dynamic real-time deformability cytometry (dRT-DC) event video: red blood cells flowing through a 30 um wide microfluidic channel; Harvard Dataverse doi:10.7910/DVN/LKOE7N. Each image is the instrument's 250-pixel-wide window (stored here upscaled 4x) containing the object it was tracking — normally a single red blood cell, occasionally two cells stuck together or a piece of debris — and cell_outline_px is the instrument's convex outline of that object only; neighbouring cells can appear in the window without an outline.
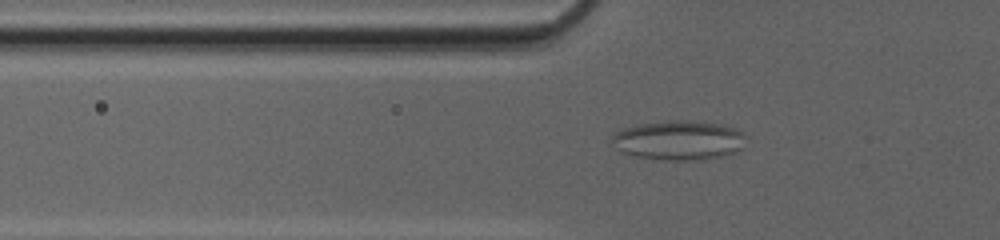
{"species": "common noctule bat (a hibernating species)", "species_latin": "Nyctalus noctula", "temperature_condition": "cold", "stored_images_in_passage": 51, "camera_frame_rate_fps": 3000, "um_per_image_px": 0.085, "animal": {"sex": "female", "body_mass_g": 20.0, "forearm_length_mm": 54.0}, "frame": {"image": 1, "passage_image": 19, "time_ms": 6.0, "image_size_px": [1000, 240], "cell_outline_px": [[748, 136], [740, 148], [732, 152], [720, 156], [704, 160], [664, 160], [636, 156], [620, 152], [616, 148], [612, 140], [612, 136], [616, 132], [624, 128], [636, 124], [664, 120], [688, 120], [716, 124], [732, 128], [744, 132]], "centroid_in_image_um": [57.66, 11.92], "position_along_channel_um": 68.1, "area_um2": 30.81}}
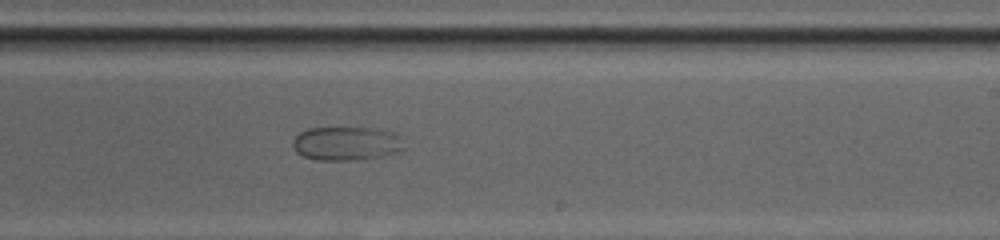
{"frame": {"image": 2, "passage_image": 33, "time_ms": 10.667, "image_size_px": [1000, 240], "cell_outline_px": [[408, 148], [400, 152], [384, 156], [356, 160], [316, 160], [304, 156], [296, 152], [292, 144], [292, 140], [300, 132], [308, 128], [380, 128], [400, 132]], "centroid_in_image_um": [29.58, 12.19], "position_along_channel_um": 259.4, "area_um2": 22.72}}
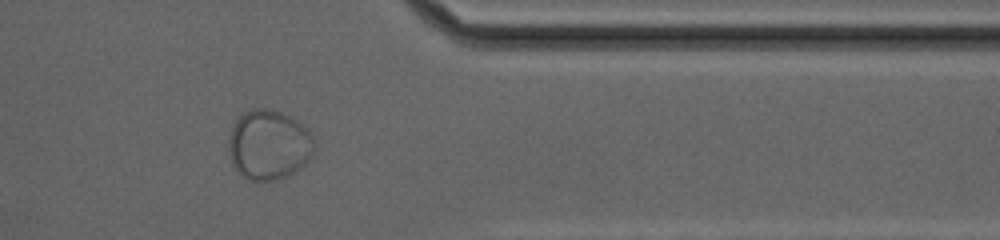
{"frame": {"image": 3, "passage_image": 43, "time_ms": 14.0, "image_size_px": [1000, 240], "cell_outline_px": [[316, 148], [312, 156], [300, 168], [288, 176], [276, 180], [248, 180], [232, 164], [228, 152], [228, 140], [232, 128], [236, 120], [244, 112], [252, 108], [268, 108], [280, 112], [304, 124], [308, 128], [312, 136]], "centroid_in_image_um": [22.87, 12.3], "position_along_channel_um": 388.5, "area_um2": 35.08}}